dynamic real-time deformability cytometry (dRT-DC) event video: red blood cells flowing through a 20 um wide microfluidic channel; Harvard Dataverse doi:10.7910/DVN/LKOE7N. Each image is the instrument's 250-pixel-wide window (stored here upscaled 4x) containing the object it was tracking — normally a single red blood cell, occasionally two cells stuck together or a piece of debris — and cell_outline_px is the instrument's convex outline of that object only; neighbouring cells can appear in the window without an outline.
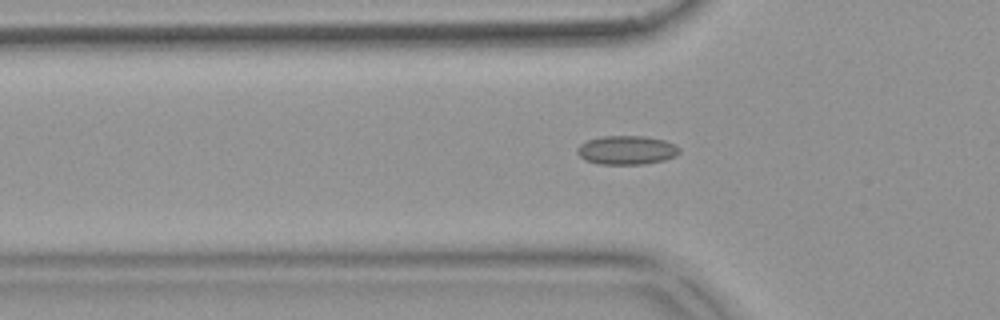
{"species": "common noctule bat (a hibernating species)", "species_latin": "Nyctalus noctula", "temperature_condition": "warm", "stored_images_in_passage": 55, "camera_frame_rate_fps": 3000, "um_per_image_px": 0.085, "animal": {"sex": "female", "body_mass_g": 18.4}, "frame": {"image": 1, "passage_image": 18, "time_ms": 5.667, "image_size_px": [1000, 320], "cell_outline_px": [[680, 152], [676, 156], [664, 160], [644, 164], [600, 164], [584, 160], [576, 152], [576, 148], [580, 144], [588, 140], [600, 136], [644, 136], [664, 140], [676, 144], [680, 148]], "centroid_in_image_um": [53.27, 12.76], "position_along_channel_um": 72.5, "area_um2": 17.34}}
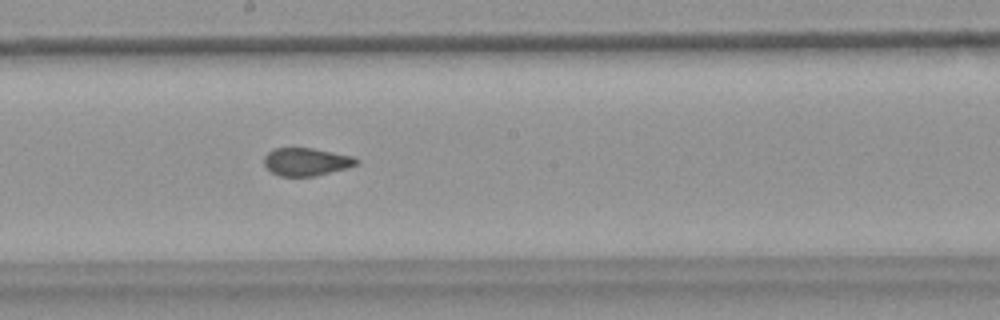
{"frame": {"image": 2, "passage_image": 30, "time_ms": 9.667, "image_size_px": [1000, 320], "cell_outline_px": [[360, 160], [356, 164], [348, 168], [316, 176], [280, 176], [272, 172], [264, 164], [264, 156], [268, 152], [276, 148], [312, 148], [352, 156]], "centroid_in_image_um": [26.04, 13.75], "position_along_channel_um": 222.2, "area_um2": 14.91}}
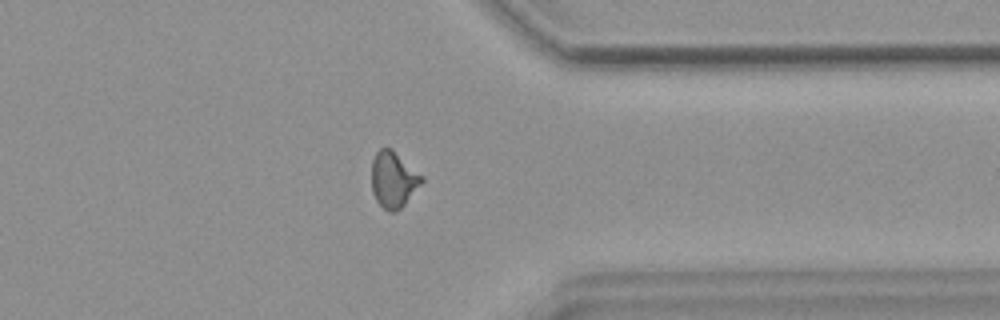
{"frame": {"image": 3, "passage_image": 43, "time_ms": 14.0, "image_size_px": [1000, 320], "cell_outline_px": [[424, 180], [404, 204], [396, 212], [388, 212], [376, 200], [372, 192], [372, 160], [376, 152], [380, 148], [392, 148], [424, 176]], "centroid_in_image_um": [33.44, 15.24], "position_along_channel_um": 378.0, "area_um2": 16.42}, "authors_computed_cell_mechanics": {"area_um2": 15.9528, "velocity_mm_per_s": 3.742, "shape_relaxation_time_tau1_ms": null, "shape_relaxation_time_tau2_ms": 1.2806, "deformation_change_tau1": null, "deformation_change_tau2": 0.0695}}